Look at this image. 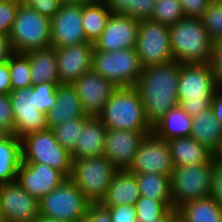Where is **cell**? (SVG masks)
Masks as SVG:
<instances>
[{
	"label": "cell",
	"mask_w": 222,
	"mask_h": 222,
	"mask_svg": "<svg viewBox=\"0 0 222 222\" xmlns=\"http://www.w3.org/2000/svg\"><path fill=\"white\" fill-rule=\"evenodd\" d=\"M177 218V215H162L156 220H149L145 222H173Z\"/></svg>",
	"instance_id": "f5cc1de1"
},
{
	"label": "cell",
	"mask_w": 222,
	"mask_h": 222,
	"mask_svg": "<svg viewBox=\"0 0 222 222\" xmlns=\"http://www.w3.org/2000/svg\"><path fill=\"white\" fill-rule=\"evenodd\" d=\"M92 69L117 87H134L143 67L135 48L115 52L93 50Z\"/></svg>",
	"instance_id": "9c48e42d"
},
{
	"label": "cell",
	"mask_w": 222,
	"mask_h": 222,
	"mask_svg": "<svg viewBox=\"0 0 222 222\" xmlns=\"http://www.w3.org/2000/svg\"><path fill=\"white\" fill-rule=\"evenodd\" d=\"M13 53L9 37L0 35V64L6 62Z\"/></svg>",
	"instance_id": "f907efd6"
},
{
	"label": "cell",
	"mask_w": 222,
	"mask_h": 222,
	"mask_svg": "<svg viewBox=\"0 0 222 222\" xmlns=\"http://www.w3.org/2000/svg\"><path fill=\"white\" fill-rule=\"evenodd\" d=\"M107 129L142 131L152 134L141 96L134 87H118L98 116Z\"/></svg>",
	"instance_id": "277c9868"
},
{
	"label": "cell",
	"mask_w": 222,
	"mask_h": 222,
	"mask_svg": "<svg viewBox=\"0 0 222 222\" xmlns=\"http://www.w3.org/2000/svg\"><path fill=\"white\" fill-rule=\"evenodd\" d=\"M72 85L75 87L83 110L88 117H98L112 93L118 88L93 69L84 73Z\"/></svg>",
	"instance_id": "2e32d148"
},
{
	"label": "cell",
	"mask_w": 222,
	"mask_h": 222,
	"mask_svg": "<svg viewBox=\"0 0 222 222\" xmlns=\"http://www.w3.org/2000/svg\"><path fill=\"white\" fill-rule=\"evenodd\" d=\"M176 212L180 222H222V208L211 196L186 202Z\"/></svg>",
	"instance_id": "83f0119b"
},
{
	"label": "cell",
	"mask_w": 222,
	"mask_h": 222,
	"mask_svg": "<svg viewBox=\"0 0 222 222\" xmlns=\"http://www.w3.org/2000/svg\"><path fill=\"white\" fill-rule=\"evenodd\" d=\"M22 163V143L15 134L0 142V184L16 181Z\"/></svg>",
	"instance_id": "f1b7e54d"
},
{
	"label": "cell",
	"mask_w": 222,
	"mask_h": 222,
	"mask_svg": "<svg viewBox=\"0 0 222 222\" xmlns=\"http://www.w3.org/2000/svg\"><path fill=\"white\" fill-rule=\"evenodd\" d=\"M156 2L157 0H135V6H132L127 15L138 21L150 20Z\"/></svg>",
	"instance_id": "60d3db41"
},
{
	"label": "cell",
	"mask_w": 222,
	"mask_h": 222,
	"mask_svg": "<svg viewBox=\"0 0 222 222\" xmlns=\"http://www.w3.org/2000/svg\"><path fill=\"white\" fill-rule=\"evenodd\" d=\"M111 14L105 3H82V25L87 42L95 43L103 33Z\"/></svg>",
	"instance_id": "4dcf8cb0"
},
{
	"label": "cell",
	"mask_w": 222,
	"mask_h": 222,
	"mask_svg": "<svg viewBox=\"0 0 222 222\" xmlns=\"http://www.w3.org/2000/svg\"><path fill=\"white\" fill-rule=\"evenodd\" d=\"M174 60L180 64L210 63L214 41L198 18H182L169 26Z\"/></svg>",
	"instance_id": "3957f363"
},
{
	"label": "cell",
	"mask_w": 222,
	"mask_h": 222,
	"mask_svg": "<svg viewBox=\"0 0 222 222\" xmlns=\"http://www.w3.org/2000/svg\"><path fill=\"white\" fill-rule=\"evenodd\" d=\"M173 222H180L177 218Z\"/></svg>",
	"instance_id": "6125c7cd"
},
{
	"label": "cell",
	"mask_w": 222,
	"mask_h": 222,
	"mask_svg": "<svg viewBox=\"0 0 222 222\" xmlns=\"http://www.w3.org/2000/svg\"><path fill=\"white\" fill-rule=\"evenodd\" d=\"M105 4L112 13L127 15L135 6V0H106Z\"/></svg>",
	"instance_id": "bcb514c9"
},
{
	"label": "cell",
	"mask_w": 222,
	"mask_h": 222,
	"mask_svg": "<svg viewBox=\"0 0 222 222\" xmlns=\"http://www.w3.org/2000/svg\"><path fill=\"white\" fill-rule=\"evenodd\" d=\"M217 163H222V144L219 150L214 154Z\"/></svg>",
	"instance_id": "9f6ffc18"
},
{
	"label": "cell",
	"mask_w": 222,
	"mask_h": 222,
	"mask_svg": "<svg viewBox=\"0 0 222 222\" xmlns=\"http://www.w3.org/2000/svg\"><path fill=\"white\" fill-rule=\"evenodd\" d=\"M74 118H89L83 110L80 97L72 84H59L56 90L55 106L47 112L48 129Z\"/></svg>",
	"instance_id": "44dd1931"
},
{
	"label": "cell",
	"mask_w": 222,
	"mask_h": 222,
	"mask_svg": "<svg viewBox=\"0 0 222 222\" xmlns=\"http://www.w3.org/2000/svg\"><path fill=\"white\" fill-rule=\"evenodd\" d=\"M211 109L222 127V90L219 89L212 97Z\"/></svg>",
	"instance_id": "681fc988"
},
{
	"label": "cell",
	"mask_w": 222,
	"mask_h": 222,
	"mask_svg": "<svg viewBox=\"0 0 222 222\" xmlns=\"http://www.w3.org/2000/svg\"><path fill=\"white\" fill-rule=\"evenodd\" d=\"M201 20L213 41L222 36V0L212 1Z\"/></svg>",
	"instance_id": "d590c367"
},
{
	"label": "cell",
	"mask_w": 222,
	"mask_h": 222,
	"mask_svg": "<svg viewBox=\"0 0 222 222\" xmlns=\"http://www.w3.org/2000/svg\"><path fill=\"white\" fill-rule=\"evenodd\" d=\"M0 210L4 222H33L40 214L39 201L16 181L0 184Z\"/></svg>",
	"instance_id": "9a60e30c"
},
{
	"label": "cell",
	"mask_w": 222,
	"mask_h": 222,
	"mask_svg": "<svg viewBox=\"0 0 222 222\" xmlns=\"http://www.w3.org/2000/svg\"><path fill=\"white\" fill-rule=\"evenodd\" d=\"M210 65L213 70L214 80L219 89L222 88V51H213Z\"/></svg>",
	"instance_id": "7dc6e473"
},
{
	"label": "cell",
	"mask_w": 222,
	"mask_h": 222,
	"mask_svg": "<svg viewBox=\"0 0 222 222\" xmlns=\"http://www.w3.org/2000/svg\"><path fill=\"white\" fill-rule=\"evenodd\" d=\"M213 0H179L183 15L186 18L201 19L203 13Z\"/></svg>",
	"instance_id": "f35d334b"
},
{
	"label": "cell",
	"mask_w": 222,
	"mask_h": 222,
	"mask_svg": "<svg viewBox=\"0 0 222 222\" xmlns=\"http://www.w3.org/2000/svg\"><path fill=\"white\" fill-rule=\"evenodd\" d=\"M146 136L142 131L107 129L103 155L119 170H128Z\"/></svg>",
	"instance_id": "d6986e66"
},
{
	"label": "cell",
	"mask_w": 222,
	"mask_h": 222,
	"mask_svg": "<svg viewBox=\"0 0 222 222\" xmlns=\"http://www.w3.org/2000/svg\"><path fill=\"white\" fill-rule=\"evenodd\" d=\"M210 196L222 208V165H219L217 162L213 166Z\"/></svg>",
	"instance_id": "7bdbcfd3"
},
{
	"label": "cell",
	"mask_w": 222,
	"mask_h": 222,
	"mask_svg": "<svg viewBox=\"0 0 222 222\" xmlns=\"http://www.w3.org/2000/svg\"><path fill=\"white\" fill-rule=\"evenodd\" d=\"M33 222H67V221H62V220H56L54 218H49L47 216H44L42 214H39Z\"/></svg>",
	"instance_id": "db71d44e"
},
{
	"label": "cell",
	"mask_w": 222,
	"mask_h": 222,
	"mask_svg": "<svg viewBox=\"0 0 222 222\" xmlns=\"http://www.w3.org/2000/svg\"><path fill=\"white\" fill-rule=\"evenodd\" d=\"M174 167L209 163L214 153L203 144L189 137H180L167 141Z\"/></svg>",
	"instance_id": "cb8c5ba5"
},
{
	"label": "cell",
	"mask_w": 222,
	"mask_h": 222,
	"mask_svg": "<svg viewBox=\"0 0 222 222\" xmlns=\"http://www.w3.org/2000/svg\"><path fill=\"white\" fill-rule=\"evenodd\" d=\"M213 51H222V36L214 41V50Z\"/></svg>",
	"instance_id": "11a10c76"
},
{
	"label": "cell",
	"mask_w": 222,
	"mask_h": 222,
	"mask_svg": "<svg viewBox=\"0 0 222 222\" xmlns=\"http://www.w3.org/2000/svg\"><path fill=\"white\" fill-rule=\"evenodd\" d=\"M0 222H4L2 218L1 210H0Z\"/></svg>",
	"instance_id": "94428289"
},
{
	"label": "cell",
	"mask_w": 222,
	"mask_h": 222,
	"mask_svg": "<svg viewBox=\"0 0 222 222\" xmlns=\"http://www.w3.org/2000/svg\"><path fill=\"white\" fill-rule=\"evenodd\" d=\"M21 143L22 162L45 164L70 178L72 173L71 154L57 142L51 129L25 135L21 138Z\"/></svg>",
	"instance_id": "ba28073f"
},
{
	"label": "cell",
	"mask_w": 222,
	"mask_h": 222,
	"mask_svg": "<svg viewBox=\"0 0 222 222\" xmlns=\"http://www.w3.org/2000/svg\"><path fill=\"white\" fill-rule=\"evenodd\" d=\"M105 208L109 211L111 222H137V213L134 205Z\"/></svg>",
	"instance_id": "ab89813d"
},
{
	"label": "cell",
	"mask_w": 222,
	"mask_h": 222,
	"mask_svg": "<svg viewBox=\"0 0 222 222\" xmlns=\"http://www.w3.org/2000/svg\"><path fill=\"white\" fill-rule=\"evenodd\" d=\"M190 136L214 154L219 150L222 144V127L211 108L192 118Z\"/></svg>",
	"instance_id": "484cf974"
},
{
	"label": "cell",
	"mask_w": 222,
	"mask_h": 222,
	"mask_svg": "<svg viewBox=\"0 0 222 222\" xmlns=\"http://www.w3.org/2000/svg\"><path fill=\"white\" fill-rule=\"evenodd\" d=\"M180 70L181 64L175 60L142 69L134 88L141 96L145 116L151 126L179 105Z\"/></svg>",
	"instance_id": "6da1fadb"
},
{
	"label": "cell",
	"mask_w": 222,
	"mask_h": 222,
	"mask_svg": "<svg viewBox=\"0 0 222 222\" xmlns=\"http://www.w3.org/2000/svg\"><path fill=\"white\" fill-rule=\"evenodd\" d=\"M88 118H74L63 124L52 127L51 130L57 142L70 154L74 151L77 140L83 130L84 123Z\"/></svg>",
	"instance_id": "d6a6232c"
},
{
	"label": "cell",
	"mask_w": 222,
	"mask_h": 222,
	"mask_svg": "<svg viewBox=\"0 0 222 222\" xmlns=\"http://www.w3.org/2000/svg\"><path fill=\"white\" fill-rule=\"evenodd\" d=\"M135 50L143 68L173 61L169 26L152 20L140 21Z\"/></svg>",
	"instance_id": "8fae6325"
},
{
	"label": "cell",
	"mask_w": 222,
	"mask_h": 222,
	"mask_svg": "<svg viewBox=\"0 0 222 222\" xmlns=\"http://www.w3.org/2000/svg\"><path fill=\"white\" fill-rule=\"evenodd\" d=\"M12 135V131L6 126L0 124V142L9 138Z\"/></svg>",
	"instance_id": "816d5d0a"
},
{
	"label": "cell",
	"mask_w": 222,
	"mask_h": 222,
	"mask_svg": "<svg viewBox=\"0 0 222 222\" xmlns=\"http://www.w3.org/2000/svg\"><path fill=\"white\" fill-rule=\"evenodd\" d=\"M174 166L166 140L153 133L147 135L138 148L128 171L131 173H156L171 177Z\"/></svg>",
	"instance_id": "4fadbf2b"
},
{
	"label": "cell",
	"mask_w": 222,
	"mask_h": 222,
	"mask_svg": "<svg viewBox=\"0 0 222 222\" xmlns=\"http://www.w3.org/2000/svg\"><path fill=\"white\" fill-rule=\"evenodd\" d=\"M36 1L40 0H18L19 4L24 6H32Z\"/></svg>",
	"instance_id": "6f0895ef"
},
{
	"label": "cell",
	"mask_w": 222,
	"mask_h": 222,
	"mask_svg": "<svg viewBox=\"0 0 222 222\" xmlns=\"http://www.w3.org/2000/svg\"><path fill=\"white\" fill-rule=\"evenodd\" d=\"M62 4L68 3H83V0H60Z\"/></svg>",
	"instance_id": "680465c9"
},
{
	"label": "cell",
	"mask_w": 222,
	"mask_h": 222,
	"mask_svg": "<svg viewBox=\"0 0 222 222\" xmlns=\"http://www.w3.org/2000/svg\"><path fill=\"white\" fill-rule=\"evenodd\" d=\"M137 213V222L156 220L162 215H177L175 209H170L163 201L140 196L134 205Z\"/></svg>",
	"instance_id": "836d02e7"
},
{
	"label": "cell",
	"mask_w": 222,
	"mask_h": 222,
	"mask_svg": "<svg viewBox=\"0 0 222 222\" xmlns=\"http://www.w3.org/2000/svg\"><path fill=\"white\" fill-rule=\"evenodd\" d=\"M119 169L104 155L72 160L70 179L83 196L91 203L98 204Z\"/></svg>",
	"instance_id": "8992f818"
},
{
	"label": "cell",
	"mask_w": 222,
	"mask_h": 222,
	"mask_svg": "<svg viewBox=\"0 0 222 222\" xmlns=\"http://www.w3.org/2000/svg\"><path fill=\"white\" fill-rule=\"evenodd\" d=\"M19 7L18 0H0V35H10L16 13Z\"/></svg>",
	"instance_id": "74e56055"
},
{
	"label": "cell",
	"mask_w": 222,
	"mask_h": 222,
	"mask_svg": "<svg viewBox=\"0 0 222 222\" xmlns=\"http://www.w3.org/2000/svg\"><path fill=\"white\" fill-rule=\"evenodd\" d=\"M184 18L179 0H157L150 20L167 26Z\"/></svg>",
	"instance_id": "e575fe53"
},
{
	"label": "cell",
	"mask_w": 222,
	"mask_h": 222,
	"mask_svg": "<svg viewBox=\"0 0 222 222\" xmlns=\"http://www.w3.org/2000/svg\"><path fill=\"white\" fill-rule=\"evenodd\" d=\"M87 42L82 25V3L61 4L51 18V47L61 48Z\"/></svg>",
	"instance_id": "5bb4252c"
},
{
	"label": "cell",
	"mask_w": 222,
	"mask_h": 222,
	"mask_svg": "<svg viewBox=\"0 0 222 222\" xmlns=\"http://www.w3.org/2000/svg\"><path fill=\"white\" fill-rule=\"evenodd\" d=\"M140 21L125 14H111L107 25L94 43V50L115 52L135 48Z\"/></svg>",
	"instance_id": "ac0fdd59"
},
{
	"label": "cell",
	"mask_w": 222,
	"mask_h": 222,
	"mask_svg": "<svg viewBox=\"0 0 222 222\" xmlns=\"http://www.w3.org/2000/svg\"><path fill=\"white\" fill-rule=\"evenodd\" d=\"M9 40L16 53L51 47V19L19 4Z\"/></svg>",
	"instance_id": "5b68a950"
},
{
	"label": "cell",
	"mask_w": 222,
	"mask_h": 222,
	"mask_svg": "<svg viewBox=\"0 0 222 222\" xmlns=\"http://www.w3.org/2000/svg\"><path fill=\"white\" fill-rule=\"evenodd\" d=\"M12 84L8 67V60L0 64V94L10 95Z\"/></svg>",
	"instance_id": "c3c4849f"
},
{
	"label": "cell",
	"mask_w": 222,
	"mask_h": 222,
	"mask_svg": "<svg viewBox=\"0 0 222 222\" xmlns=\"http://www.w3.org/2000/svg\"><path fill=\"white\" fill-rule=\"evenodd\" d=\"M218 90L210 63L181 64L178 101L191 118L211 108L212 97Z\"/></svg>",
	"instance_id": "7a4b0ae2"
},
{
	"label": "cell",
	"mask_w": 222,
	"mask_h": 222,
	"mask_svg": "<svg viewBox=\"0 0 222 222\" xmlns=\"http://www.w3.org/2000/svg\"><path fill=\"white\" fill-rule=\"evenodd\" d=\"M12 91L32 86L31 68L25 53L14 52L8 59Z\"/></svg>",
	"instance_id": "1f68e13d"
},
{
	"label": "cell",
	"mask_w": 222,
	"mask_h": 222,
	"mask_svg": "<svg viewBox=\"0 0 222 222\" xmlns=\"http://www.w3.org/2000/svg\"><path fill=\"white\" fill-rule=\"evenodd\" d=\"M91 203L75 183L65 179L59 186L39 201L40 214L67 222H84Z\"/></svg>",
	"instance_id": "30bf717a"
},
{
	"label": "cell",
	"mask_w": 222,
	"mask_h": 222,
	"mask_svg": "<svg viewBox=\"0 0 222 222\" xmlns=\"http://www.w3.org/2000/svg\"><path fill=\"white\" fill-rule=\"evenodd\" d=\"M61 4L60 0H40L36 1L31 7L41 15L51 19L58 12Z\"/></svg>",
	"instance_id": "f6af8a7d"
},
{
	"label": "cell",
	"mask_w": 222,
	"mask_h": 222,
	"mask_svg": "<svg viewBox=\"0 0 222 222\" xmlns=\"http://www.w3.org/2000/svg\"><path fill=\"white\" fill-rule=\"evenodd\" d=\"M25 54L30 62L32 86L43 83L61 84L58 75L56 48L32 50Z\"/></svg>",
	"instance_id": "d4e9b609"
},
{
	"label": "cell",
	"mask_w": 222,
	"mask_h": 222,
	"mask_svg": "<svg viewBox=\"0 0 222 222\" xmlns=\"http://www.w3.org/2000/svg\"><path fill=\"white\" fill-rule=\"evenodd\" d=\"M192 118L179 105L169 110L152 126V133L159 139L169 141L191 134Z\"/></svg>",
	"instance_id": "4316f807"
},
{
	"label": "cell",
	"mask_w": 222,
	"mask_h": 222,
	"mask_svg": "<svg viewBox=\"0 0 222 222\" xmlns=\"http://www.w3.org/2000/svg\"><path fill=\"white\" fill-rule=\"evenodd\" d=\"M67 177L59 170L40 163H21L16 182L34 199L40 201Z\"/></svg>",
	"instance_id": "e0dca14e"
},
{
	"label": "cell",
	"mask_w": 222,
	"mask_h": 222,
	"mask_svg": "<svg viewBox=\"0 0 222 222\" xmlns=\"http://www.w3.org/2000/svg\"><path fill=\"white\" fill-rule=\"evenodd\" d=\"M139 198L140 193L135 175L128 170H119L99 204L102 207L135 205Z\"/></svg>",
	"instance_id": "603a6c76"
},
{
	"label": "cell",
	"mask_w": 222,
	"mask_h": 222,
	"mask_svg": "<svg viewBox=\"0 0 222 222\" xmlns=\"http://www.w3.org/2000/svg\"><path fill=\"white\" fill-rule=\"evenodd\" d=\"M106 132L107 128L98 117H89L71 153L72 160L103 155Z\"/></svg>",
	"instance_id": "7402d4cb"
},
{
	"label": "cell",
	"mask_w": 222,
	"mask_h": 222,
	"mask_svg": "<svg viewBox=\"0 0 222 222\" xmlns=\"http://www.w3.org/2000/svg\"><path fill=\"white\" fill-rule=\"evenodd\" d=\"M58 85L53 83H43L32 86L35 91L36 108L47 114L55 106L56 90Z\"/></svg>",
	"instance_id": "8d00e7d4"
},
{
	"label": "cell",
	"mask_w": 222,
	"mask_h": 222,
	"mask_svg": "<svg viewBox=\"0 0 222 222\" xmlns=\"http://www.w3.org/2000/svg\"><path fill=\"white\" fill-rule=\"evenodd\" d=\"M215 157L209 163L174 167L171 176L173 209L184 203L211 195Z\"/></svg>",
	"instance_id": "52a82bcc"
},
{
	"label": "cell",
	"mask_w": 222,
	"mask_h": 222,
	"mask_svg": "<svg viewBox=\"0 0 222 222\" xmlns=\"http://www.w3.org/2000/svg\"><path fill=\"white\" fill-rule=\"evenodd\" d=\"M93 50L94 44L91 42L56 48L60 83L73 84L92 70Z\"/></svg>",
	"instance_id": "ffe728a7"
},
{
	"label": "cell",
	"mask_w": 222,
	"mask_h": 222,
	"mask_svg": "<svg viewBox=\"0 0 222 222\" xmlns=\"http://www.w3.org/2000/svg\"><path fill=\"white\" fill-rule=\"evenodd\" d=\"M89 2H92V3H105L106 0H83V3H89Z\"/></svg>",
	"instance_id": "91938a15"
},
{
	"label": "cell",
	"mask_w": 222,
	"mask_h": 222,
	"mask_svg": "<svg viewBox=\"0 0 222 222\" xmlns=\"http://www.w3.org/2000/svg\"><path fill=\"white\" fill-rule=\"evenodd\" d=\"M136 177L140 196L163 201L173 209L171 177L156 173H133Z\"/></svg>",
	"instance_id": "f546056e"
},
{
	"label": "cell",
	"mask_w": 222,
	"mask_h": 222,
	"mask_svg": "<svg viewBox=\"0 0 222 222\" xmlns=\"http://www.w3.org/2000/svg\"><path fill=\"white\" fill-rule=\"evenodd\" d=\"M9 96L14 116L13 134L21 139L30 133L48 129L46 114L35 107L37 104L32 86L14 90Z\"/></svg>",
	"instance_id": "7c38bea8"
},
{
	"label": "cell",
	"mask_w": 222,
	"mask_h": 222,
	"mask_svg": "<svg viewBox=\"0 0 222 222\" xmlns=\"http://www.w3.org/2000/svg\"><path fill=\"white\" fill-rule=\"evenodd\" d=\"M0 124L9 128L13 134L14 116L9 95L0 94Z\"/></svg>",
	"instance_id": "b9f144b4"
},
{
	"label": "cell",
	"mask_w": 222,
	"mask_h": 222,
	"mask_svg": "<svg viewBox=\"0 0 222 222\" xmlns=\"http://www.w3.org/2000/svg\"><path fill=\"white\" fill-rule=\"evenodd\" d=\"M84 222H111V217L107 208L98 204H90Z\"/></svg>",
	"instance_id": "ee69618b"
}]
</instances>
